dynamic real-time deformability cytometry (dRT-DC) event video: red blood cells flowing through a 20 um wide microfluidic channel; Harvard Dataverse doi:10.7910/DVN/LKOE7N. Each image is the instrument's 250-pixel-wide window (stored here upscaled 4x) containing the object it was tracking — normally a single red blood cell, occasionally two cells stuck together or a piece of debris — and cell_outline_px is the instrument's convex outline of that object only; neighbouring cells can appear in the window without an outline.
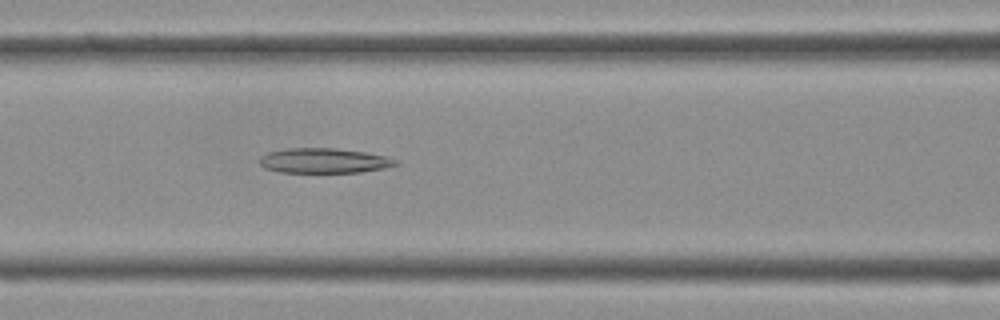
{"species": "Egyptian fruit bat (a non-hibernating species)", "species_latin": "Rousettus aegyptiacus", "temperature_condition": "cold", "stored_images_in_passage": 36, "camera_frame_rate_fps": 3000, "um_per_image_px": 0.085, "frame": {"image": 1, "passage_image": 17, "time_ms": 5.333, "image_size_px": [1000, 320], "cell_outline_px": [[400, 164], [384, 168], [360, 172], [280, 172], [264, 168], [256, 160], [260, 156], [268, 152], [288, 148], [332, 148], [364, 152], [384, 156], [396, 160]], "centroid_in_image_um": [27.48, 13.66], "position_along_channel_um": 139.1, "area_um2": 19.71}}
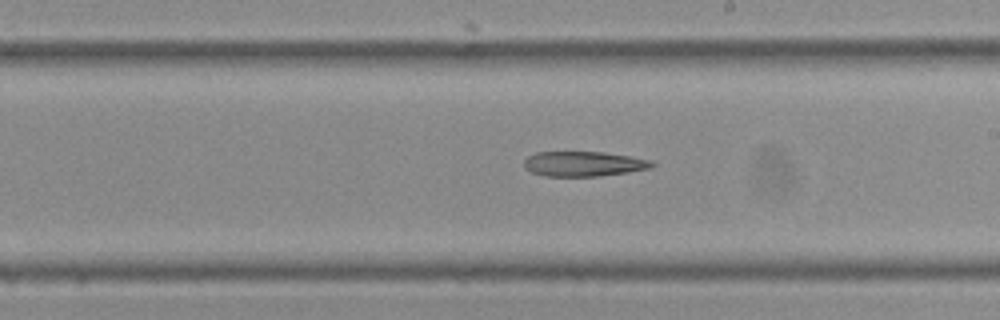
{"frame": {"image": 2, "passage_image": 23, "time_ms": 7.333, "image_size_px": [1000, 320], "cell_outline_px": [[656, 164], [652, 168], [628, 172], [600, 176], [544, 176], [532, 172], [524, 168], [524, 160], [528, 156], [536, 152], [604, 152], [652, 160]], "centroid_in_image_um": [49.62, 13.93], "position_along_channel_um": 239.4, "area_um2": 18.67}}
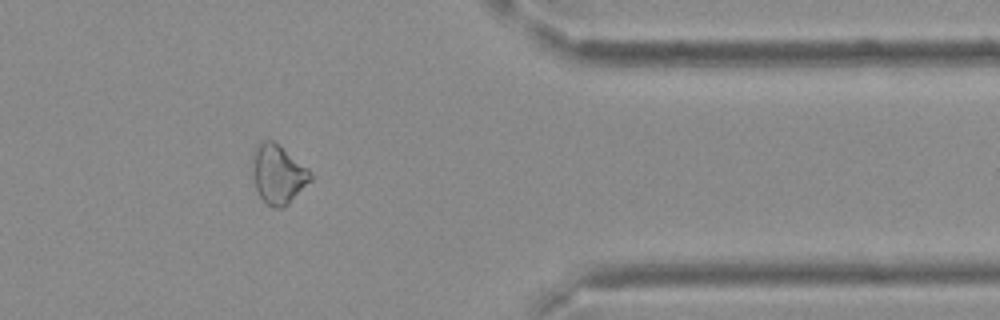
{"frame": {"image": 3, "passage_image": 33, "time_ms": 10.667, "image_size_px": [1000, 320], "cell_outline_px": [[312, 180], [284, 208], [272, 208], [260, 196], [256, 188], [252, 172], [252, 156], [256, 144], [264, 140], [272, 140], [308, 168], [312, 172]], "centroid_in_image_um": [23.63, 14.81], "position_along_channel_um": 387.8, "area_um2": 19.94}}